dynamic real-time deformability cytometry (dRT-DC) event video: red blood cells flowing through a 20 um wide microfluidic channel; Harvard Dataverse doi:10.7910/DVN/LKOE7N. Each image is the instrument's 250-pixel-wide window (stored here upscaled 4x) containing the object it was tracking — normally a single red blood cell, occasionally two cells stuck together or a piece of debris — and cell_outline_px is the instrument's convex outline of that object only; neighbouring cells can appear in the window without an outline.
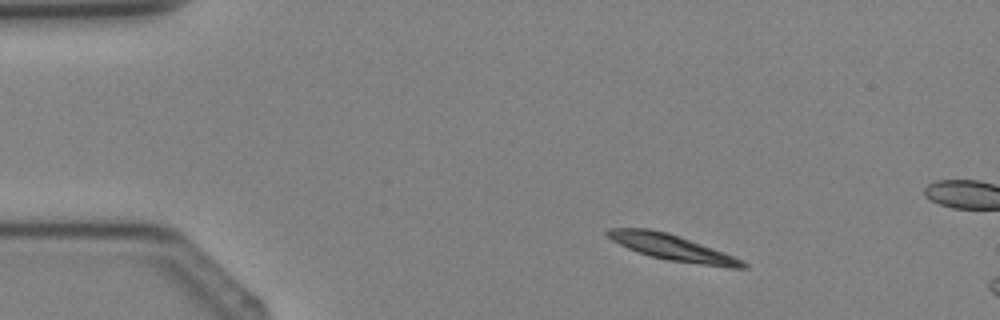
{"species": "Egyptian fruit bat (a non-hibernating species)", "species_latin": "Rousettus aegyptiacus", "temperature_condition": "cold", "stored_images_in_passage": 4, "camera_frame_rate_fps": 3000, "um_per_image_px": 0.085, "animal": {"sex": "female"}, "frame": {"image": 1, "passage_image": 2, "time_ms": 1.0, "image_size_px": [1000, 320], "cell_outline_px": [[748, 268], [728, 268], [668, 260], [648, 256], [628, 248], [612, 240], [604, 232], [608, 228], [648, 228], [668, 232], [724, 252], [744, 260], [748, 264]], "centroid_in_image_um": [57.17, 21.05], "position_along_channel_um": 27.8, "area_um2": 20.46}}